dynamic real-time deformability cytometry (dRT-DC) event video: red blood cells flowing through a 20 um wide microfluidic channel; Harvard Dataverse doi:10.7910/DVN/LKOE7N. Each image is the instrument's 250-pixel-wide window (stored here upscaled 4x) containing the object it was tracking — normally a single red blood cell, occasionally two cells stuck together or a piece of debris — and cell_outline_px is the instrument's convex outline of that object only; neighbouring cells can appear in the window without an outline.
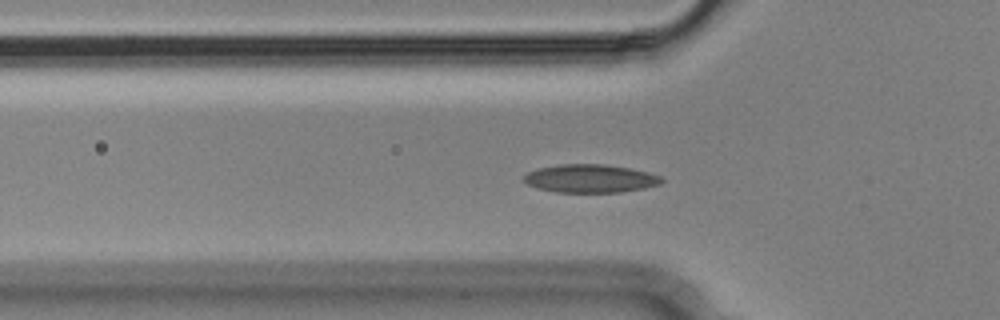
{"species": "Egyptian fruit bat (a non-hibernating species)", "species_latin": "Rousettus aegyptiacus", "temperature_condition": "cold", "stored_images_in_passage": 39, "camera_frame_rate_fps": 3000, "um_per_image_px": 0.085, "animal": {"sex": "male"}, "frame": {"image": 1, "passage_image": 2, "time_ms": 0.333, "image_size_px": [1000, 320], "cell_outline_px": [[664, 180], [660, 184], [644, 188], [620, 192], [556, 192], [536, 188], [528, 184], [524, 180], [524, 176], [528, 172], [540, 168], [560, 164], [604, 164], [632, 168], [648, 172], [660, 176]], "centroid_in_image_um": [50.2, 15.17], "position_along_channel_um": 75.6, "area_um2": 22.6}}
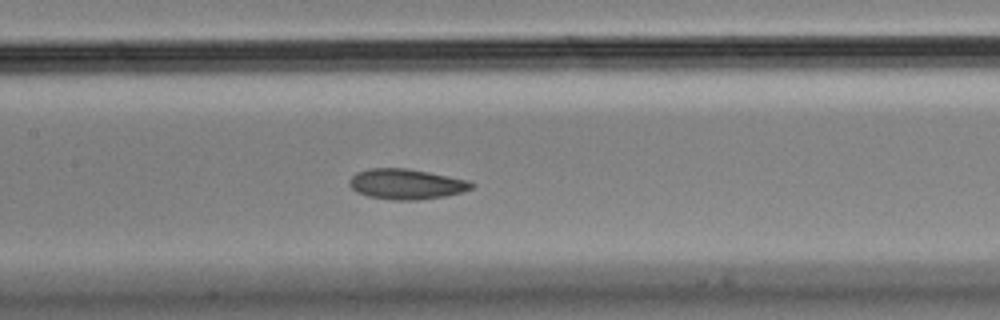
{"frame": {"image": 2, "passage_image": 10, "time_ms": 3.0, "image_size_px": [1000, 320], "cell_outline_px": [[476, 184], [472, 188], [460, 192], [444, 196], [420, 200], [392, 200], [368, 196], [356, 192], [348, 184], [348, 180], [356, 172], [368, 168], [404, 168], [428, 172], [468, 180]], "centroid_in_image_um": [34.49, 15.65], "position_along_channel_um": 172.9, "area_um2": 21.62}}
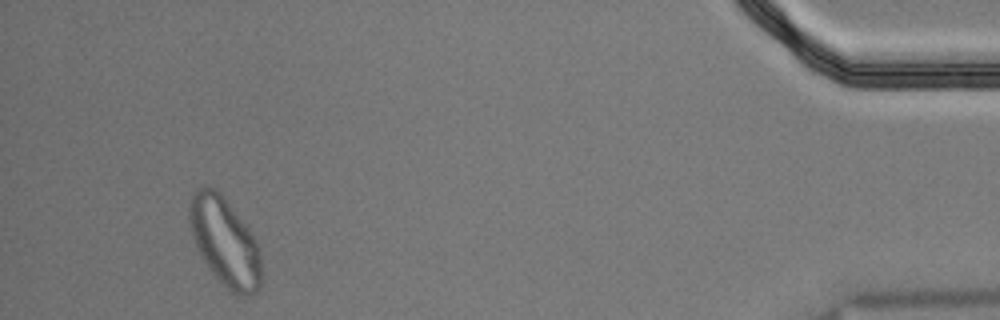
{"frame": {"image": 3, "passage_image": 36, "time_ms": 11.667, "image_size_px": [1000, 320], "cell_outline_px": [[260, 284], [256, 292], [248, 296], [236, 296], [212, 272], [196, 248], [188, 220], [188, 204], [192, 192], [196, 188], [204, 184], [208, 184], [220, 192], [224, 196], [248, 228], [256, 240], [260, 252]], "centroid_in_image_um": [19.07, 20.49], "position_along_channel_um": 416.1, "area_um2": 37.22}, "authors_computed_cell_mechanics": {"area_um2": 22.3686, "velocity_mm_per_s": 3.6133, "shape_relaxation_time_tau1_ms": 9.4506, "shape_relaxation_time_tau2_ms": 4.5958, "deformation_change_tau1": 0.1787, "deformation_change_tau2": 0.0911}}